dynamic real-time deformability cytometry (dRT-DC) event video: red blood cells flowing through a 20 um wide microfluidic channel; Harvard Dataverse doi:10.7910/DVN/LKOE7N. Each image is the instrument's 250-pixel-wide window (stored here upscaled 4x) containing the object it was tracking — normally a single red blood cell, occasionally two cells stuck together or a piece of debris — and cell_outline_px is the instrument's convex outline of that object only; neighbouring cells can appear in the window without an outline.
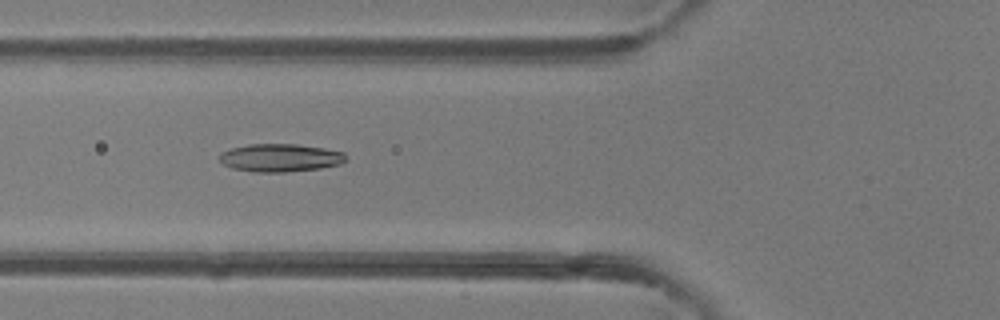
{"species": "common noctule bat (a hibernating species)", "species_latin": "Nyctalus noctula", "temperature_condition": "room temperature", "stored_images_in_passage": 33, "camera_frame_rate_fps": 3000, "um_per_image_px": 0.085, "animal": {"sex": "female"}, "frame": {"image": 1, "passage_image": 3, "time_ms": 0.667, "image_size_px": [1000, 320], "cell_outline_px": [[348, 160], [340, 164], [320, 168], [284, 172], [252, 172], [232, 168], [224, 164], [220, 160], [220, 152], [232, 148], [248, 144], [296, 144], [324, 148], [344, 152], [348, 156]], "centroid_in_image_um": [23.85, 13.41], "position_along_channel_um": 102.0, "area_um2": 20.69}}
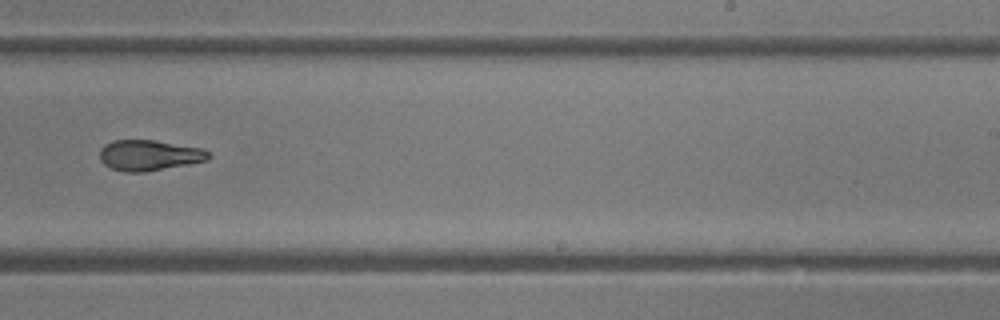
{"frame": {"image": 2, "passage_image": 15, "time_ms": 4.667, "image_size_px": [1000, 320], "cell_outline_px": [[212, 156], [208, 160], [188, 164], [144, 172], [124, 172], [112, 168], [104, 164], [100, 160], [100, 148], [104, 144], [112, 140], [152, 140], [204, 148]], "centroid_in_image_um": [12.68, 13.19], "position_along_channel_um": 276.3, "area_um2": 19.48}}
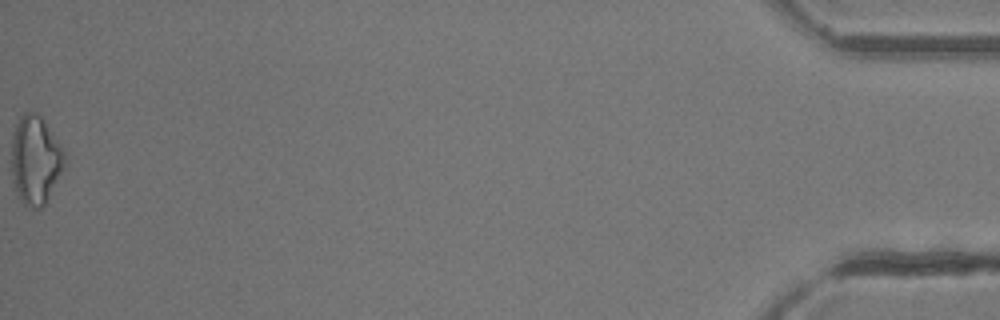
{"frame": {"image": 3, "passage_image": 33, "time_ms": 10.667, "image_size_px": [1000, 320], "cell_outline_px": [[64, 168], [48, 200], [40, 208], [32, 208], [24, 204], [16, 196], [12, 180], [12, 136], [16, 124], [20, 116], [24, 112], [36, 112], [44, 120], [60, 144], [64, 152]], "centroid_in_image_um": [2.99, 13.62], "position_along_channel_um": 432.2, "area_um2": 27.51}, "authors_computed_cell_mechanics": {"area_um2": 20.23, "velocity_mm_per_s": 4.3589, "shape_relaxation_time_tau1_ms": 6.8092, "shape_relaxation_time_tau2_ms": 3.3389, "deformation_change_tau1": 0.1673, "deformation_change_tau2": 0.087}}